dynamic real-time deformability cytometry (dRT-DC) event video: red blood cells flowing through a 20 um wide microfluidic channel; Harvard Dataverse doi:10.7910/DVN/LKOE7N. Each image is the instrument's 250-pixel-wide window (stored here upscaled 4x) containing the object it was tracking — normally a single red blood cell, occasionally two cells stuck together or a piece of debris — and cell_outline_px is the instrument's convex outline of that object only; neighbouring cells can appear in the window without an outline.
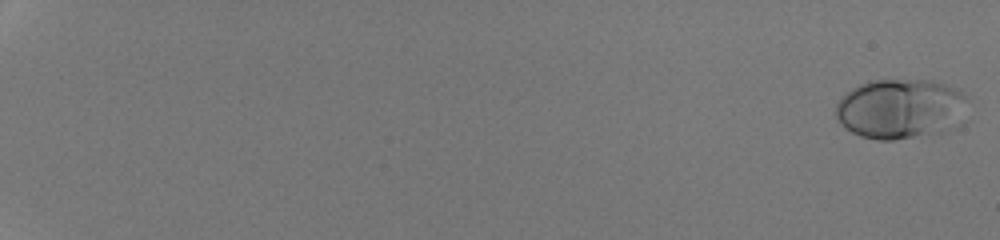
{"species": "human", "species_latin": "Homo sapiens", "temperature_condition": "room temperature", "stored_images_in_passage": 53, "camera_frame_rate_fps": 3000, "um_per_image_px": 0.085, "donor": {"sex": "male"}, "frame": {"image": 1, "passage_image": 1, "time_ms": 0.0, "image_size_px": [1000, 240], "cell_outline_px": [[968, 120], [964, 124], [956, 128], [944, 132], [892, 140], [880, 140], [860, 136], [852, 132], [840, 124], [836, 116], [836, 104], [852, 88], [868, 80], [932, 80], [960, 88], [964, 96]], "centroid_in_image_um": [76.64, 9.26], "position_along_channel_um": 8.4, "area_um2": 46.99}}
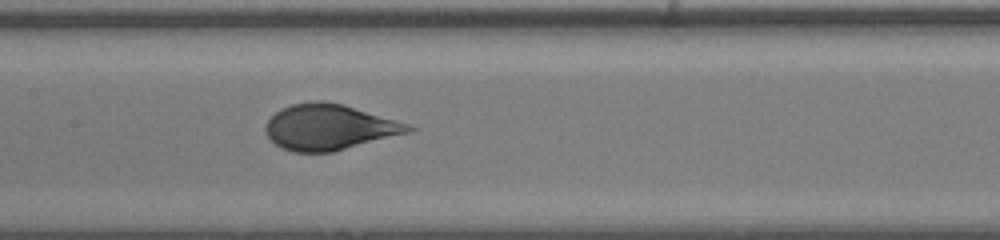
{"frame": {"image": 2, "passage_image": 31, "time_ms": 10.0, "image_size_px": [1000, 240], "cell_outline_px": [[420, 128], [412, 132], [332, 152], [292, 152], [280, 148], [268, 136], [264, 128], [264, 124], [280, 108], [292, 104], [316, 100], [324, 100], [344, 104], [396, 120]], "centroid_in_image_um": [28.0, 10.8], "position_along_channel_um": 179.4, "area_um2": 38.26}}
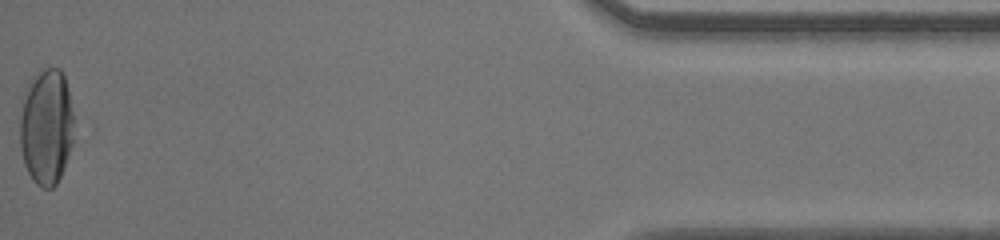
{"frame": {"image": 3, "passage_image": 53, "time_ms": 17.333, "image_size_px": [1000, 240], "cell_outline_px": [[72, 144], [64, 168], [56, 184], [52, 188], [44, 188], [36, 184], [32, 180], [24, 164], [20, 148], [20, 116], [24, 88], [28, 80], [44, 68], [60, 68], [64, 76], [68, 88], [72, 112]], "centroid_in_image_um": [3.91, 10.76], "position_along_channel_um": 431.3, "area_um2": 36.76}, "authors_computed_cell_mechanics": {"area_um2": 39.593, "velocity_mm_per_s": 4.2913, "shape_relaxation_time_tau1_ms": 5.9282, "shape_relaxation_time_tau2_ms": null, "deformation_change_tau1": 0.2518, "deformation_change_tau2": null}}